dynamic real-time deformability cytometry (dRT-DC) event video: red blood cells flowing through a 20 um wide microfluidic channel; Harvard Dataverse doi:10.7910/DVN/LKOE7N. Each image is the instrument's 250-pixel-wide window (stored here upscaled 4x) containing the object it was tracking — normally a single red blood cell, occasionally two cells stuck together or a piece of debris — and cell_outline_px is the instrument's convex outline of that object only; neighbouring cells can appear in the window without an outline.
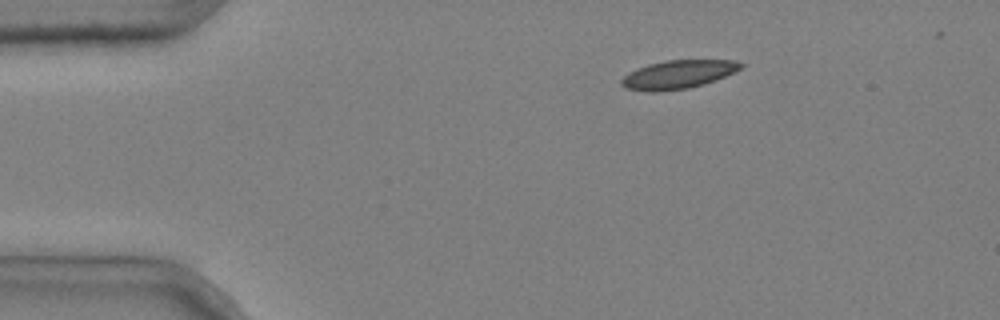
{"species": "common noctule bat (a hibernating species)", "species_latin": "Nyctalus noctula", "temperature_condition": "cold", "stored_images_in_passage": 10, "camera_frame_rate_fps": 3000, "um_per_image_px": 0.085, "animal": {"sex": "male", "body_mass_g": 20.4}, "frame": {"image": 1, "passage_image": 1, "time_ms": 0.0, "image_size_px": [1000, 320], "cell_outline_px": [[744, 64], [740, 68], [716, 80], [704, 84], [688, 88], [656, 92], [648, 92], [624, 88], [620, 84], [620, 80], [628, 72], [636, 68], [648, 64], [664, 60], [732, 60]], "centroid_in_image_um": [57.55, 6.33], "position_along_channel_um": 27.4, "area_um2": 19.83}}
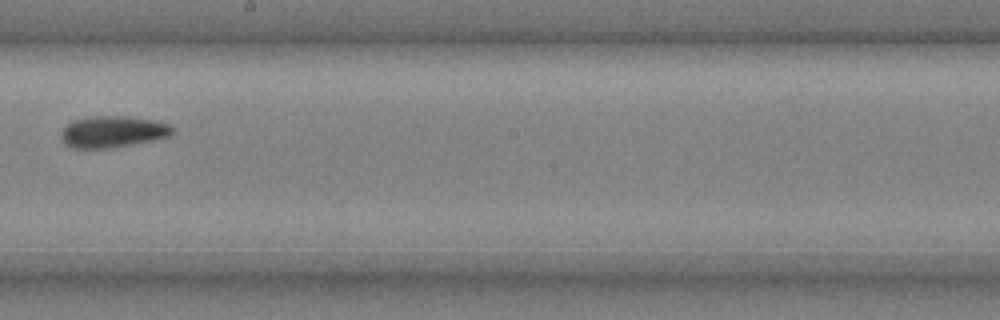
{"frame": {"image": 2, "passage_image": 7, "time_ms": 2.0, "image_size_px": [1000, 320], "cell_outline_px": [[172, 136], [156, 140], [108, 148], [72, 148], [64, 144], [60, 140], [60, 132], [72, 120], [88, 116], [128, 116], [156, 120], [168, 124], [172, 128]], "centroid_in_image_um": [9.56, 11.19], "position_along_channel_um": 238.6, "area_um2": 20.75}}
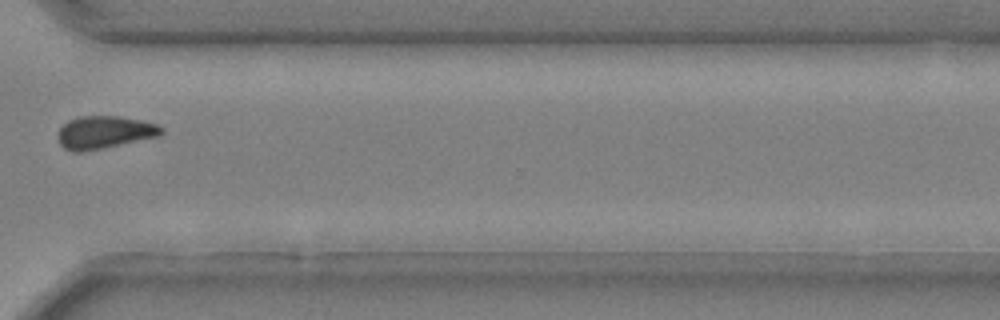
{"frame": {"image": 3, "passage_image": 10, "time_ms": 3.0, "image_size_px": [1000, 320], "cell_outline_px": [[164, 132], [160, 136], [84, 152], [72, 152], [64, 148], [60, 144], [56, 136], [56, 132], [68, 120], [80, 116], [120, 116], [140, 120], [156, 124], [164, 128]], "centroid_in_image_um": [8.85, 11.25], "position_along_channel_um": 361.8, "area_um2": 19.94}}